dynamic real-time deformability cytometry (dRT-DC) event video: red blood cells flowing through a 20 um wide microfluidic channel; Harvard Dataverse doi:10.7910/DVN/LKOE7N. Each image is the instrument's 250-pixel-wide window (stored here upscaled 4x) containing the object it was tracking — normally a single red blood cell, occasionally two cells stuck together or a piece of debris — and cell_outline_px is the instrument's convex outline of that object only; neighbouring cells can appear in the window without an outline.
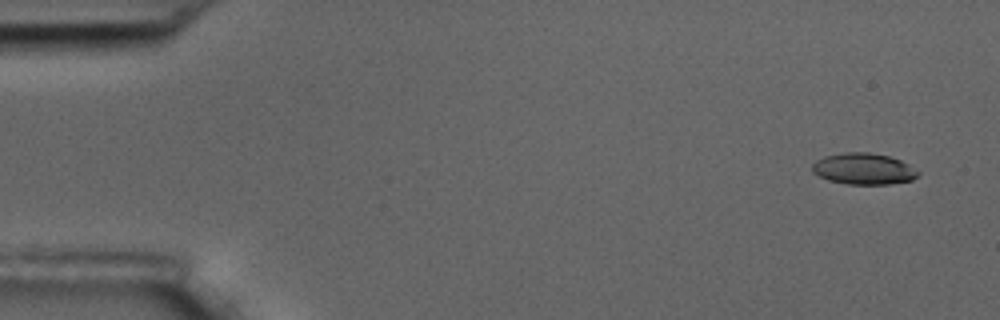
{"species": "common noctule bat (a hibernating species)", "species_latin": "Nyctalus noctula", "temperature_condition": "room temperature", "stored_images_in_passage": 5, "camera_frame_rate_fps": 3000, "um_per_image_px": 0.085, "animal": {"sex": "male", "body_mass_g": 17.5, "forearm_length_mm": 52.3}, "frame": {"image": 1, "passage_image": 1, "time_ms": 0.0, "image_size_px": [1000, 320], "cell_outline_px": [[920, 172], [912, 180], [888, 184], [848, 184], [828, 180], [812, 172], [812, 164], [816, 160], [824, 156], [844, 152], [868, 152], [888, 156], [900, 160], [908, 164]], "centroid_in_image_um": [73.38, 14.34], "position_along_channel_um": 11.6, "area_um2": 19.25}}
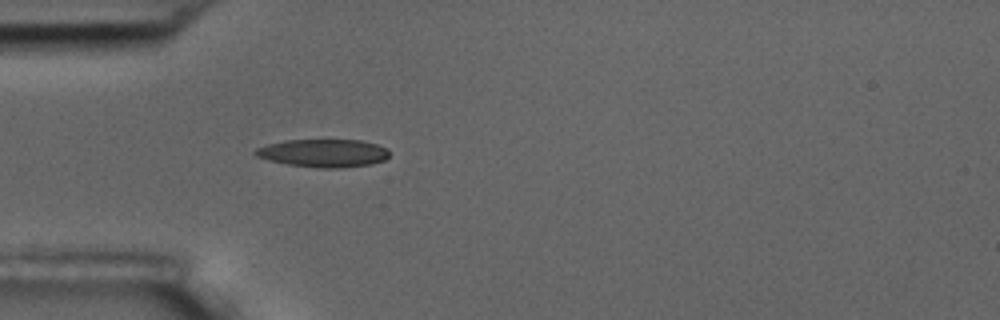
{"frame": {"image": 2, "passage_image": 5, "time_ms": 4.667, "image_size_px": [1000, 320], "cell_outline_px": [[388, 156], [384, 160], [372, 164], [340, 168], [320, 168], [288, 164], [268, 160], [256, 156], [252, 152], [256, 148], [268, 144], [284, 140], [360, 140], [376, 144], [388, 148]], "centroid_in_image_um": [27.48, 13.01], "position_along_channel_um": 57.5, "area_um2": 21.85}}